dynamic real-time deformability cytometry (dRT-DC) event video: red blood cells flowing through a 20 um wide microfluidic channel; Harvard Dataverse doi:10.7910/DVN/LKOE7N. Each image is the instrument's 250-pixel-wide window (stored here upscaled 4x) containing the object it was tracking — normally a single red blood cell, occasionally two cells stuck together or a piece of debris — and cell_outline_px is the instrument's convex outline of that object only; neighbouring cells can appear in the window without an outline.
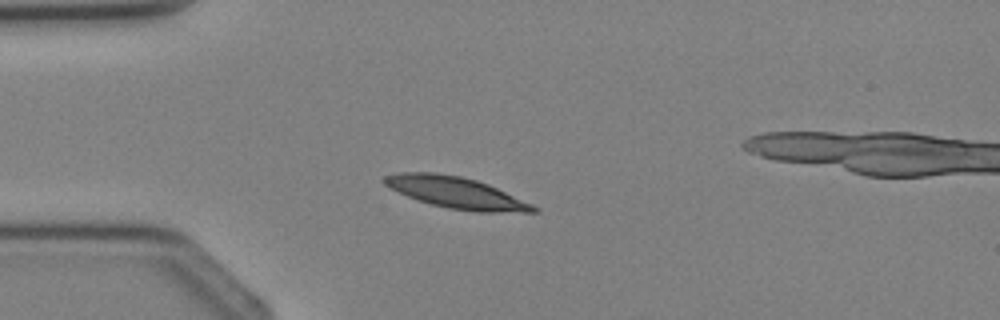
{"species": "Egyptian fruit bat (a non-hibernating species)", "species_latin": "Rousettus aegyptiacus", "temperature_condition": "cold", "stored_images_in_passage": 4, "camera_frame_rate_fps": 3000, "um_per_image_px": 0.085, "animal": {"sex": "female"}, "frame": {"image": 1, "passage_image": 3, "time_ms": 2.333, "image_size_px": [1000, 320], "cell_outline_px": [[540, 212], [476, 212], [448, 208], [432, 204], [408, 196], [384, 184], [384, 176], [400, 172], [436, 172], [460, 176], [476, 180], [488, 184], [532, 204], [540, 208]], "centroid_in_image_um": [38.82, 16.38], "position_along_channel_um": 46.2, "area_um2": 26.99}}